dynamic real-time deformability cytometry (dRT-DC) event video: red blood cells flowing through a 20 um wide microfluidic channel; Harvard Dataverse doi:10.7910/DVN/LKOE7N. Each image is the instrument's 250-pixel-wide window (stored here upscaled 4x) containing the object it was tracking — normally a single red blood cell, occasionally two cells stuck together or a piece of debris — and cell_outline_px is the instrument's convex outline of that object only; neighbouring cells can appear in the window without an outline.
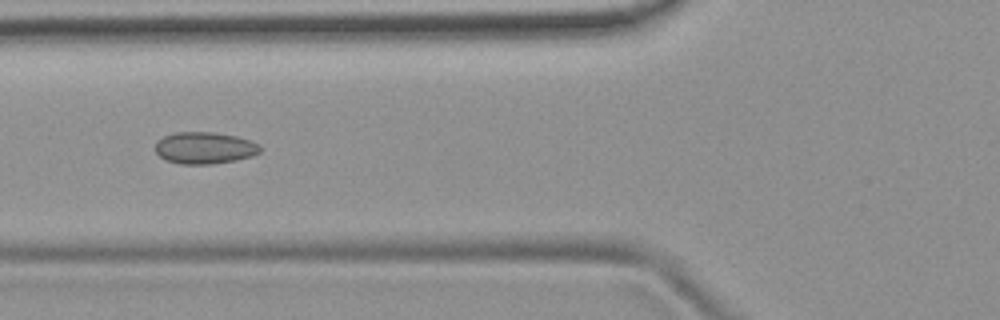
{"species": "common noctule bat (a hibernating species)", "species_latin": "Nyctalus noctula", "temperature_condition": "room temperature", "stored_images_in_passage": 7, "camera_frame_rate_fps": 3000, "um_per_image_px": 0.085, "animal": {"sex": "female", "body_mass_g": 19.9}, "frame": {"image": 1, "passage_image": 6, "time_ms": 5.667, "image_size_px": [1000, 320], "cell_outline_px": [[260, 152], [252, 156], [236, 160], [212, 164], [180, 164], [164, 160], [156, 152], [156, 140], [164, 136], [176, 132], [212, 132], [236, 136], [252, 140], [260, 144]], "centroid_in_image_um": [17.4, 12.57], "position_along_channel_um": 108.4, "area_um2": 19.59}}
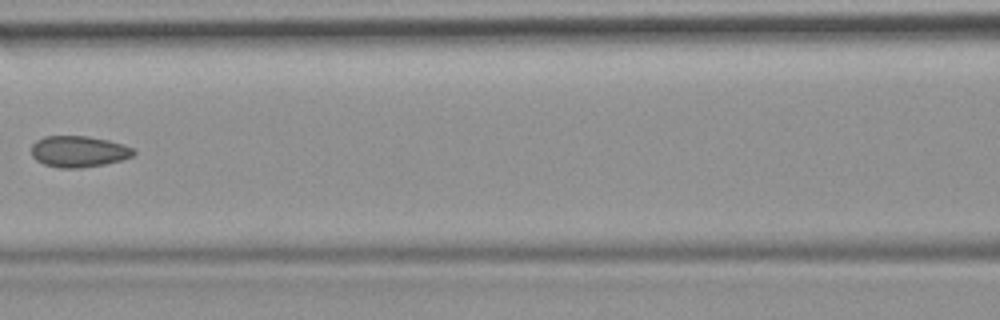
{"frame": {"image": 2, "passage_image": 7, "time_ms": 7.0, "image_size_px": [1000, 320], "cell_outline_px": [[136, 152], [132, 156], [120, 160], [104, 164], [80, 168], [60, 168], [44, 164], [36, 160], [32, 156], [32, 144], [36, 140], [44, 136], [88, 136], [108, 140], [124, 144], [132, 148]], "centroid_in_image_um": [6.67, 12.87], "position_along_channel_um": 159.9, "area_um2": 18.61}}